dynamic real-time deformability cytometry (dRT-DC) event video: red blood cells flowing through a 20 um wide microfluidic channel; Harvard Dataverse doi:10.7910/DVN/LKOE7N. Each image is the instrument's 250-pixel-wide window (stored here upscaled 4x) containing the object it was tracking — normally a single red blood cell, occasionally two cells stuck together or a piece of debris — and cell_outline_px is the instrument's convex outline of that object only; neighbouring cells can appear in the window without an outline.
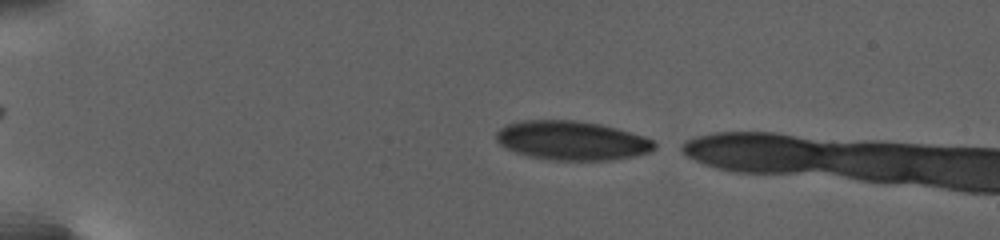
{"species": "human", "species_latin": "Homo sapiens", "temperature_condition": "warm", "stored_images_in_passage": 42, "camera_frame_rate_fps": 3000, "um_per_image_px": 0.085, "donor": {"sex": "female"}, "frame": {"image": 1, "passage_image": 1, "time_ms": 0.0, "image_size_px": [1000, 240], "cell_outline_px": [[656, 148], [652, 152], [636, 156], [612, 160], [552, 160], [528, 156], [504, 148], [496, 140], [496, 132], [500, 128], [508, 124], [524, 120], [572, 120], [600, 124], [616, 128], [644, 136], [652, 140], [656, 144]], "centroid_in_image_um": [48.62, 11.95], "position_along_channel_um": 36.4, "area_um2": 36.18}}
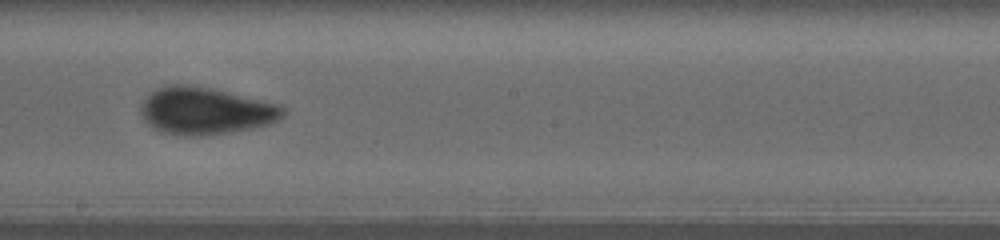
{"frame": {"image": 2, "passage_image": 23, "time_ms": 9.667, "image_size_px": [1000, 240], "cell_outline_px": [[284, 116], [280, 120], [268, 124], [228, 132], [200, 136], [184, 136], [160, 132], [152, 128], [144, 120], [144, 100], [152, 92], [160, 88], [172, 84], [180, 84], [212, 88], [276, 104], [284, 108]], "centroid_in_image_um": [17.47, 9.44], "position_along_channel_um": 230.7, "area_um2": 38.26}}
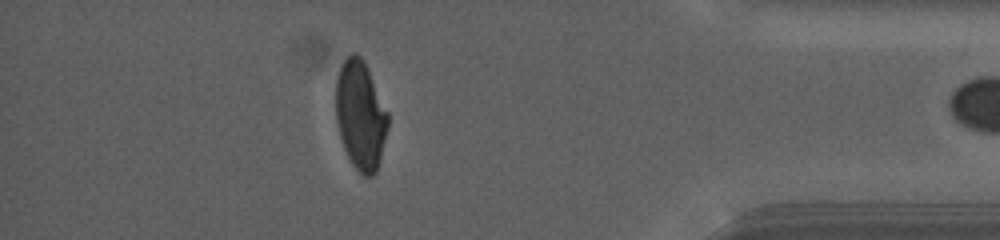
{"frame": {"image": 3, "passage_image": 41, "time_ms": 17.333, "image_size_px": [1000, 240], "cell_outline_px": [[388, 128], [380, 160], [376, 172], [372, 176], [364, 176], [352, 164], [344, 148], [340, 136], [336, 120], [336, 80], [340, 68], [344, 60], [352, 52], [356, 52], [364, 60], [368, 68], [388, 112]], "centroid_in_image_um": [30.65, 9.78], "position_along_channel_um": 404.6, "area_um2": 33.06}}